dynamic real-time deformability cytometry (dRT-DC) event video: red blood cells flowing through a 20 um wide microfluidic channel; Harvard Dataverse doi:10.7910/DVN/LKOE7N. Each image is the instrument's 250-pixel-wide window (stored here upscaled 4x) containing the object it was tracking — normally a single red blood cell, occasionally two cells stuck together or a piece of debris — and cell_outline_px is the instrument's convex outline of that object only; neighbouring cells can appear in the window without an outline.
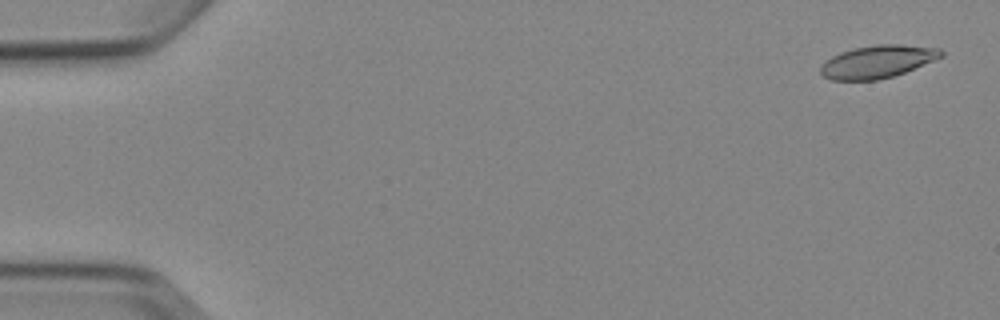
{"species": "Egyptian fruit bat (a non-hibernating species)", "species_latin": "Rousettus aegyptiacus", "temperature_condition": "cold", "stored_images_in_passage": 5, "camera_frame_rate_fps": 3000, "um_per_image_px": 0.085, "animal": {"sex": "female"}, "frame": {"image": 1, "passage_image": 1, "time_ms": 0.0, "image_size_px": [1000, 320], "cell_outline_px": [[944, 56], [904, 72], [892, 76], [876, 80], [832, 80], [824, 76], [820, 72], [820, 68], [832, 56], [840, 52], [856, 48], [876, 44], [900, 44], [940, 48], [944, 52]], "centroid_in_image_um": [74.62, 5.23], "position_along_channel_um": 10.4, "area_um2": 22.72}}
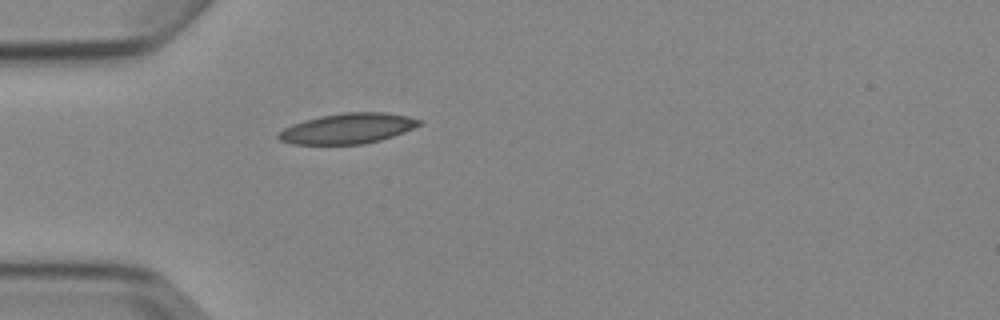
{"frame": {"image": 2, "passage_image": 5, "time_ms": 4.667, "image_size_px": [1000, 320], "cell_outline_px": [[424, 120], [420, 124], [404, 132], [380, 140], [364, 144], [292, 144], [280, 140], [276, 136], [276, 132], [292, 124], [304, 120], [320, 116], [344, 112], [384, 112], [408, 116]], "centroid_in_image_um": [29.53, 10.91], "position_along_channel_um": 55.5, "area_um2": 24.97}}